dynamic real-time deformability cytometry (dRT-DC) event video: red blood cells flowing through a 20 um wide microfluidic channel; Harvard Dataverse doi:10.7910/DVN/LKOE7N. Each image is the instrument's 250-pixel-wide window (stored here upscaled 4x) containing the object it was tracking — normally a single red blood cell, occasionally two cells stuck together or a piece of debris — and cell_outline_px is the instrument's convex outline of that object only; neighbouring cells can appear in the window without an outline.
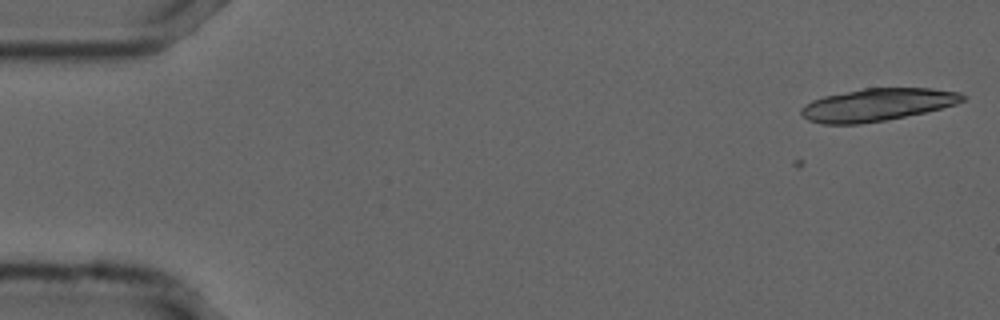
{"species": "common noctule bat (a hibernating species)", "species_latin": "Nyctalus noctula", "temperature_condition": "cold", "stored_images_in_passage": 4, "camera_frame_rate_fps": 3000, "um_per_image_px": 0.085, "animal": {"sex": "male", "forearm_length_mm": 52.5}, "frame": {"image": 1, "passage_image": 4, "time_ms": 1.0, "image_size_px": [1000, 320], "cell_outline_px": [[968, 96], [964, 100], [956, 104], [924, 112], [888, 120], [860, 124], [820, 124], [808, 120], [800, 112], [800, 108], [804, 104], [812, 100], [824, 96], [864, 88], [932, 88], [960, 92]], "centroid_in_image_um": [74.56, 8.9], "position_along_channel_um": 10.4, "area_um2": 30.75}}